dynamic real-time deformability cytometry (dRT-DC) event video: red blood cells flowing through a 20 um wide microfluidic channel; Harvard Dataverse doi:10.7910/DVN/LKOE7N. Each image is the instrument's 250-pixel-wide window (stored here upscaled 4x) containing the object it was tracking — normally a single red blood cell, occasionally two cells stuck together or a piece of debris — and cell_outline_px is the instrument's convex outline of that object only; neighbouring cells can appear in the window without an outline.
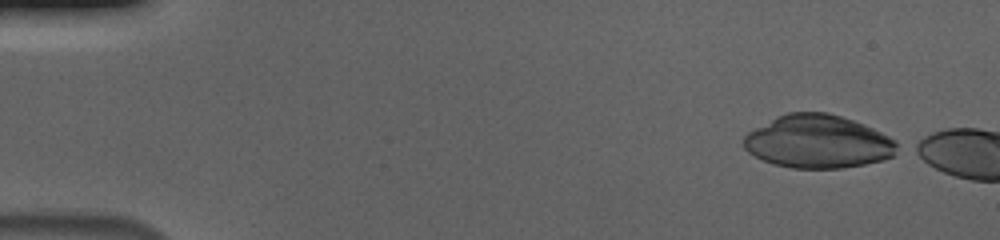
{"species": "human", "species_latin": "Homo sapiens", "temperature_condition": "cold", "stored_images_in_passage": 6, "camera_frame_rate_fps": 3000, "um_per_image_px": 0.085, "donor": {"sex": "male"}, "frame": {"image": 1, "passage_image": 1, "time_ms": 0.0, "image_size_px": [1000, 240], "cell_outline_px": [[900, 144], [892, 156], [884, 160], [864, 164], [840, 168], [792, 168], [772, 164], [748, 152], [744, 148], [744, 136], [748, 132], [776, 116], [788, 112], [828, 112], [864, 124], [896, 140]], "centroid_in_image_um": [69.53, 12.04], "position_along_channel_um": 15.5, "area_um2": 47.45}}